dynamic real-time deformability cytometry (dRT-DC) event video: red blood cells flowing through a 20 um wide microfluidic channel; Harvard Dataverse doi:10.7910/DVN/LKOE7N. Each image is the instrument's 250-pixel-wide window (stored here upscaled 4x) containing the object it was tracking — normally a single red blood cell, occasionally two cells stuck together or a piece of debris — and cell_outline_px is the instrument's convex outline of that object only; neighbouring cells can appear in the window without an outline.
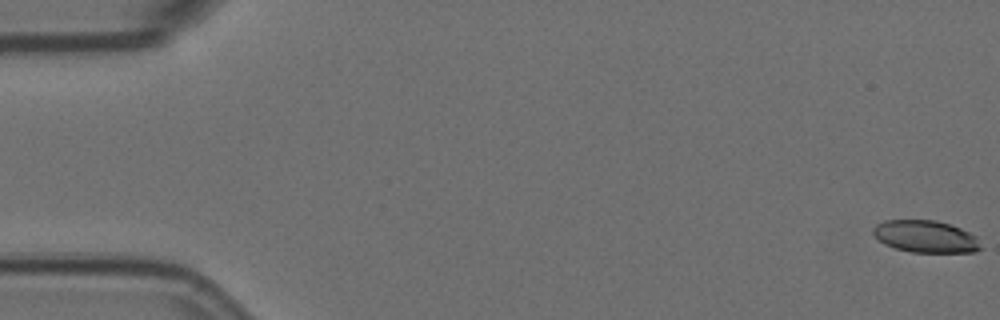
{"species": "Egyptian fruit bat (a non-hibernating species)", "species_latin": "Rousettus aegyptiacus", "temperature_condition": "room temperature", "stored_images_in_passage": 6, "camera_frame_rate_fps": 3000, "um_per_image_px": 0.085, "animal": {"sex": "female"}, "frame": {"image": 1, "passage_image": 1, "time_ms": 0.0, "image_size_px": [1000, 320], "cell_outline_px": [[980, 248], [972, 252], [912, 252], [896, 248], [884, 244], [872, 232], [872, 228], [876, 224], [884, 220], [936, 220], [960, 228], [976, 236]], "centroid_in_image_um": [78.63, 20.09], "position_along_channel_um": 6.4, "area_um2": 19.88}}
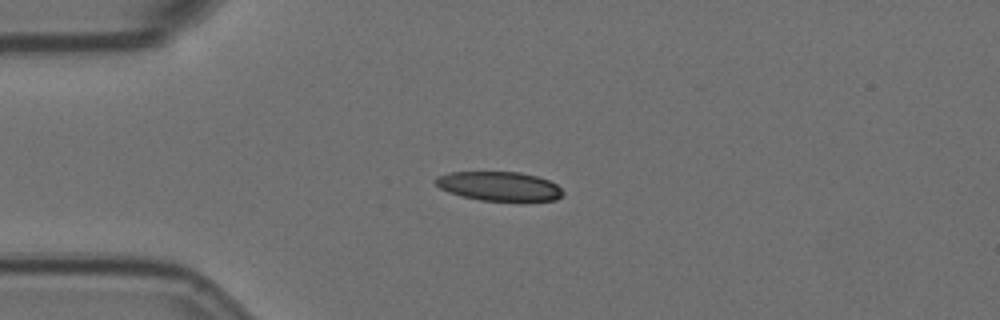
{"frame": {"image": 2, "passage_image": 5, "time_ms": 1.333, "image_size_px": [1000, 320], "cell_outline_px": [[564, 196], [556, 200], [480, 200], [460, 196], [448, 192], [440, 188], [432, 180], [436, 176], [448, 172], [520, 172], [536, 176], [548, 180], [556, 184], [564, 192]], "centroid_in_image_um": [42.39, 15.82], "position_along_channel_um": 42.6, "area_um2": 21.68}}